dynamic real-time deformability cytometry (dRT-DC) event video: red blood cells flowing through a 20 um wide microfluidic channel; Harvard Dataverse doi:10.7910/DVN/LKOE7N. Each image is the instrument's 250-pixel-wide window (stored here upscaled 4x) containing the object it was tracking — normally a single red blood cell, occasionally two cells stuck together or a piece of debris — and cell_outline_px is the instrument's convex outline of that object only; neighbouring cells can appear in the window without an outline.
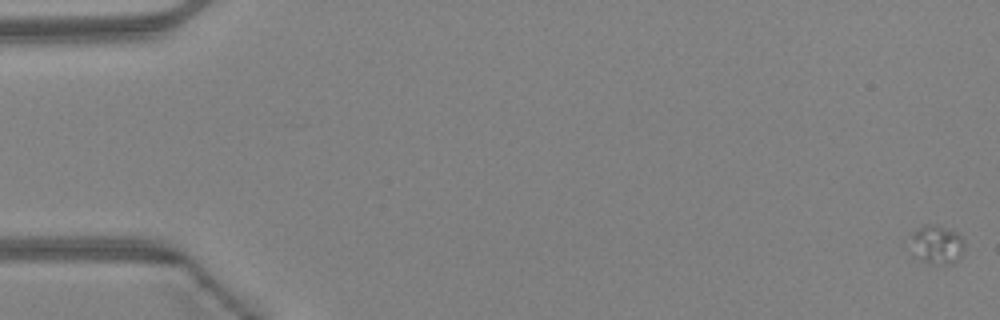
{"species": "Egyptian fruit bat (a non-hibernating species)", "species_latin": "Rousettus aegyptiacus", "temperature_condition": "warm", "stored_images_in_passage": 49, "camera_frame_rate_fps": 3000, "um_per_image_px": 0.085, "animal": {"sex": "female"}, "frame": {"image": 1, "passage_image": 1, "time_ms": 0.0, "image_size_px": [1000, 320], "cell_outline_px": [[964, 248], [960, 256], [952, 264], [932, 264], [920, 260], [912, 236], [912, 232], [924, 224], [936, 224], [960, 232], [964, 240]], "centroid_in_image_um": [79.73, 20.75], "position_along_channel_um": 5.3, "area_um2": 11.96}}